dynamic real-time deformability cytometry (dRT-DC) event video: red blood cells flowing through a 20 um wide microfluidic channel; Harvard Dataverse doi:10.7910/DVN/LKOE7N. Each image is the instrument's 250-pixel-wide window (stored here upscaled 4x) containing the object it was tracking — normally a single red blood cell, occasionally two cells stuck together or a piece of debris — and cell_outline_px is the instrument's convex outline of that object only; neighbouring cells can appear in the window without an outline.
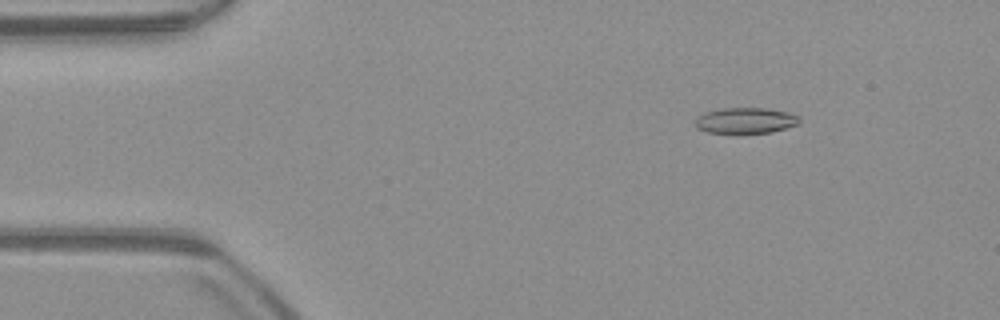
{"species": "common noctule bat (a hibernating species)", "species_latin": "Nyctalus noctula", "temperature_condition": "warm", "stored_images_in_passage": 51, "camera_frame_rate_fps": 3000, "um_per_image_px": 0.085, "animal": {"sex": "male", "body_mass_g": 23.1, "forearm_length_mm": 52.7}, "frame": {"image": 1, "passage_image": 6, "time_ms": 1.667, "image_size_px": [1000, 320], "cell_outline_px": [[800, 124], [772, 132], [708, 132], [696, 128], [696, 116], [704, 112], [724, 108], [764, 108], [788, 112], [796, 116], [800, 120]], "centroid_in_image_um": [63.36, 10.23], "position_along_channel_um": 21.6, "area_um2": 15.43}}
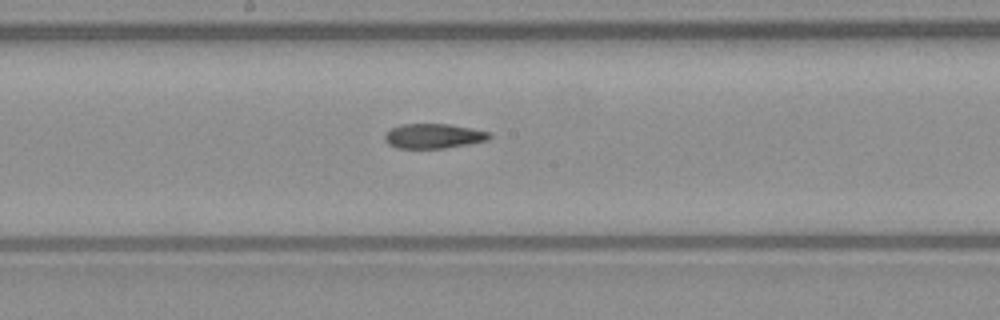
{"frame": {"image": 2, "passage_image": 26, "time_ms": 8.333, "image_size_px": [1000, 320], "cell_outline_px": [[492, 136], [488, 140], [468, 144], [444, 148], [396, 148], [388, 144], [384, 140], [384, 136], [392, 128], [400, 124], [448, 124], [472, 128], [488, 132]], "centroid_in_image_um": [36.84, 11.56], "position_along_channel_um": 211.4, "area_um2": 15.03}}
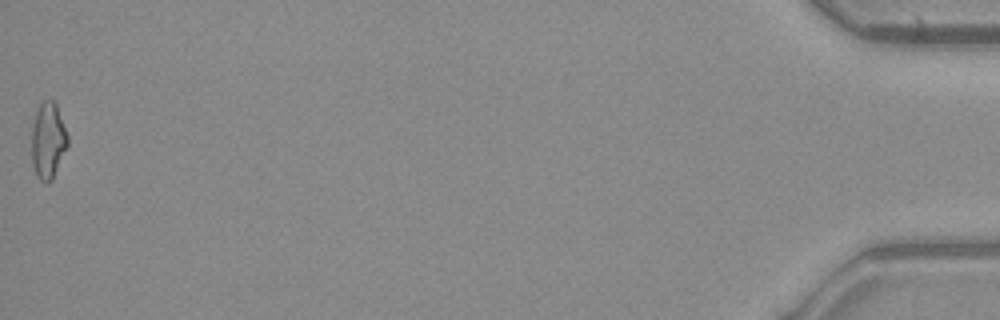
{"frame": {"image": 3, "passage_image": 51, "time_ms": 16.667, "image_size_px": [1000, 320], "cell_outline_px": [[68, 144], [52, 180], [40, 180], [36, 176], [32, 164], [32, 124], [36, 108], [44, 100], [52, 100], [56, 104], [68, 136]], "centroid_in_image_um": [4.07, 11.92], "position_along_channel_um": 431.1, "area_um2": 15.9}, "authors_computed_cell_mechanics": {"area_um2": 15.7216, "velocity_mm_per_s": 3.9611, "shape_relaxation_time_tau1_ms": null, "shape_relaxation_time_tau2_ms": 9.7312, "deformation_change_tau1": null, "deformation_change_tau2": 0.2293}}